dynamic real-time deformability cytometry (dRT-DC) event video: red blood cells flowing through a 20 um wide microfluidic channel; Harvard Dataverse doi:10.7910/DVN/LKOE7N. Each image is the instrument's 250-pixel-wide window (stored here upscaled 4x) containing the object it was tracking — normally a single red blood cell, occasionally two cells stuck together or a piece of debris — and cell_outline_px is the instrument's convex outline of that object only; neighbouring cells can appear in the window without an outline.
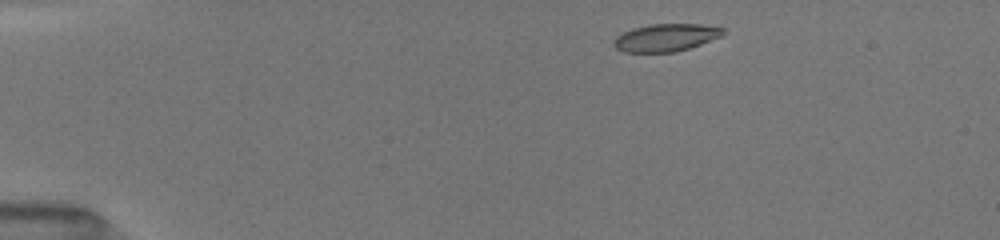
{"species": "common noctule bat (a hibernating species)", "species_latin": "Nyctalus noctula", "temperature_condition": "room temperature", "stored_images_in_passage": 10, "camera_frame_rate_fps": 3000, "um_per_image_px": 0.085, "animal": {"sex": "female", "body_mass_g": 19.5, "forearm_length_mm": 54.1}, "frame": {"image": 1, "passage_image": 2, "time_ms": 0.333, "image_size_px": [1000, 240], "cell_outline_px": [[724, 32], [720, 36], [700, 44], [676, 52], [624, 52], [616, 48], [612, 44], [616, 36], [632, 28], [652, 24], [700, 24], [724, 28]], "centroid_in_image_um": [56.56, 3.19], "position_along_channel_um": 28.4, "area_um2": 17.4}}
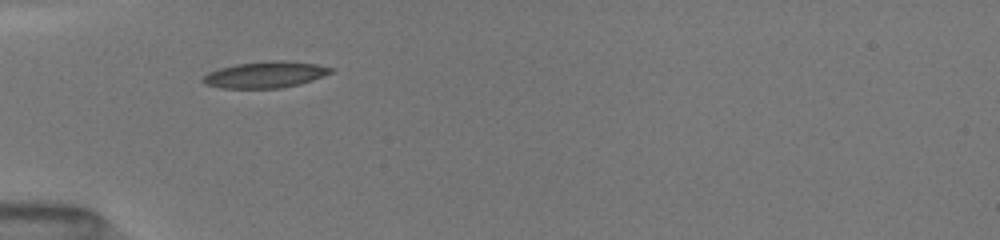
{"frame": {"image": 2, "passage_image": 7, "time_ms": 3.0, "image_size_px": [1000, 240], "cell_outline_px": [[332, 72], [312, 80], [300, 84], [280, 88], [220, 88], [204, 84], [200, 80], [208, 72], [220, 68], [236, 64], [268, 60], [284, 60], [316, 64], [332, 68]], "centroid_in_image_um": [22.51, 6.34], "position_along_channel_um": 62.5, "area_um2": 19.65}}
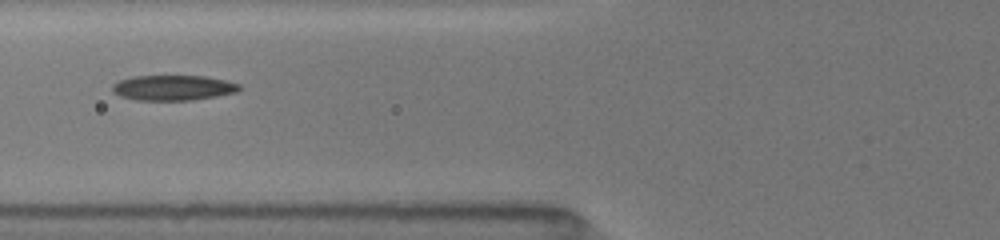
{"frame": {"image": 3, "passage_image": 9, "time_ms": 4.333, "image_size_px": [1000, 240], "cell_outline_px": [[240, 88], [236, 92], [216, 96], [192, 100], [136, 100], [120, 96], [112, 92], [112, 84], [120, 80], [136, 76], [204, 76], [224, 80], [240, 84]], "centroid_in_image_um": [14.69, 7.46], "position_along_channel_um": 111.1, "area_um2": 18.55}}